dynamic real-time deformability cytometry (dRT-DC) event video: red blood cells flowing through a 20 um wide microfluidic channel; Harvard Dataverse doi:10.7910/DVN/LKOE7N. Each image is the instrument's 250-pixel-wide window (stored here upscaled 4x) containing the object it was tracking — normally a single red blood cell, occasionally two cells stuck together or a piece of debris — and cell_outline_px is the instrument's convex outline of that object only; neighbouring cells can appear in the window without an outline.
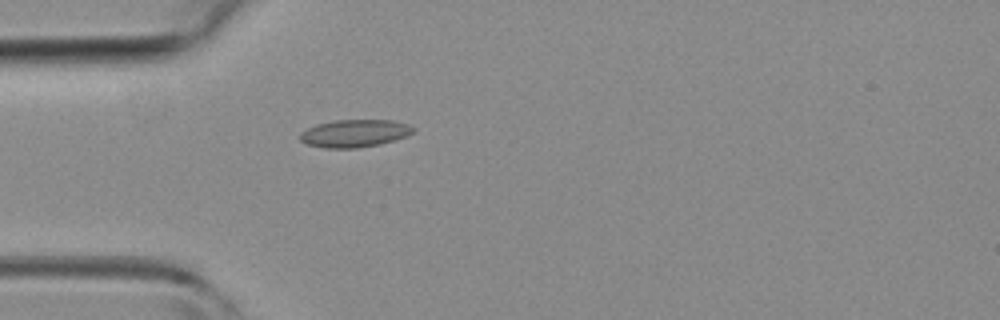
{"species": "common noctule bat (a hibernating species)", "species_latin": "Nyctalus noctula", "temperature_condition": "room temperature", "stored_images_in_passage": 1, "camera_frame_rate_fps": 3000, "um_per_image_px": 0.085, "animal": {"sex": "female", "body_mass_g": 19.3, "forearm_length_mm": 54.1}, "frame": {"image": 1, "passage_image": 1, "time_ms": 0.0, "image_size_px": [1000, 320], "cell_outline_px": [[416, 128], [412, 132], [404, 136], [380, 144], [356, 148], [324, 148], [308, 144], [300, 140], [300, 132], [316, 124], [336, 120], [392, 120], [408, 124]], "centroid_in_image_um": [30.11, 11.33], "position_along_channel_um": 54.9, "area_um2": 18.03}}